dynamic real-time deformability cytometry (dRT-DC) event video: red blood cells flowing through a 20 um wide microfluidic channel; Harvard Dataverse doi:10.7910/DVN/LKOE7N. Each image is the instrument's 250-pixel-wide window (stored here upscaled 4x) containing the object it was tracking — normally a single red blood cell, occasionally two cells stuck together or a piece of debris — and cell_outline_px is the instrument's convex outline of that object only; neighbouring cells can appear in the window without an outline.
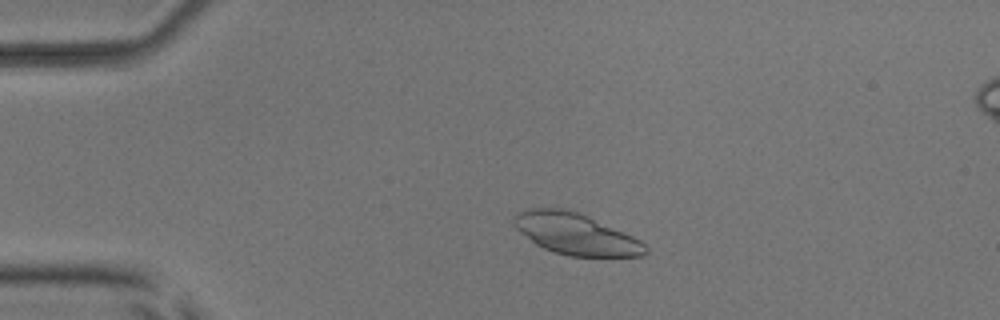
{"species": "common noctule bat (a hibernating species)", "species_latin": "Nyctalus noctula", "temperature_condition": "room temperature", "stored_images_in_passage": 5, "camera_frame_rate_fps": 3000, "um_per_image_px": 0.085, "animal": {"sex": "male", "body_mass_g": 17.9, "forearm_length_mm": 54.2}, "frame": {"image": 1, "passage_image": 3, "time_ms": 2.667, "image_size_px": [1000, 320], "cell_outline_px": [[648, 252], [644, 256], [568, 256], [544, 248], [536, 244], [520, 232], [512, 224], [512, 220], [520, 212], [528, 208], [568, 208], [588, 216], [632, 236], [640, 240], [648, 248]], "centroid_in_image_um": [48.93, 19.88], "position_along_channel_um": 36.1, "area_um2": 31.44}}